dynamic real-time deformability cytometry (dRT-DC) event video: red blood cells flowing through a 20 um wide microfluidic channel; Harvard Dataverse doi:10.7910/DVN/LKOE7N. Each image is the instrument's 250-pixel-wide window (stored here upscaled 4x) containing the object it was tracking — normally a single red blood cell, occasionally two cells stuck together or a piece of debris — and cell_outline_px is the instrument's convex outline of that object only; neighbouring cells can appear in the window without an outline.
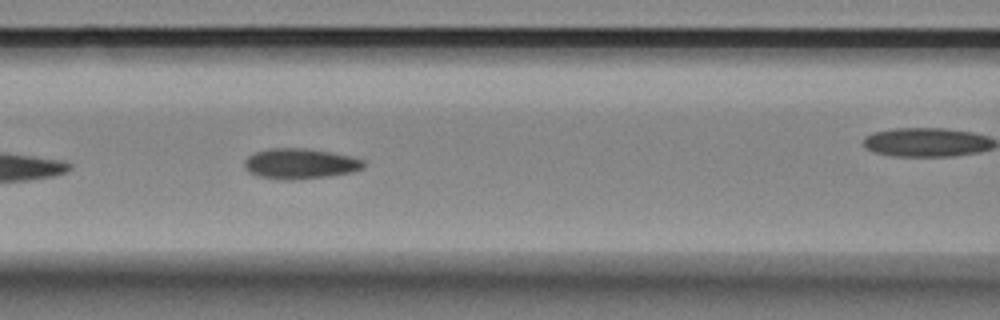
{"species": "Egyptian fruit bat (a non-hibernating species)", "species_latin": "Rousettus aegyptiacus", "temperature_condition": "room temperature", "stored_images_in_passage": 19, "camera_frame_rate_fps": 3000, "um_per_image_px": 0.085, "animal": {"sex": "female"}, "frame": {"image": 1, "passage_image": 9, "time_ms": 2.667, "image_size_px": [1000, 320], "cell_outline_px": [[364, 164], [360, 168], [352, 172], [328, 176], [292, 180], [280, 180], [256, 176], [248, 172], [244, 168], [244, 160], [252, 152], [268, 148], [304, 148], [352, 156], [364, 160]], "centroid_in_image_um": [25.42, 13.91], "position_along_channel_um": 141.2, "area_um2": 21.27}}